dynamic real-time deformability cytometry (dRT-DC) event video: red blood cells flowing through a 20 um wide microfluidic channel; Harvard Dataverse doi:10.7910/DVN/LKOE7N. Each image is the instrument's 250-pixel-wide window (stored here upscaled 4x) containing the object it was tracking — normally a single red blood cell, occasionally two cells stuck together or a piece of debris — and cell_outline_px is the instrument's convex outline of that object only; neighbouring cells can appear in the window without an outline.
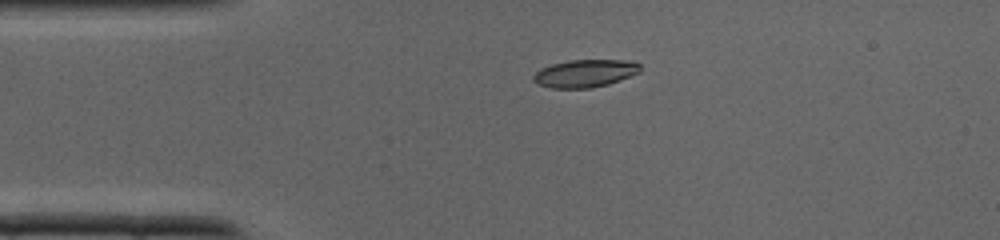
{"species": "common noctule bat (a hibernating species)", "species_latin": "Nyctalus noctula", "temperature_condition": "cold", "stored_images_in_passage": 30, "camera_frame_rate_fps": 3000, "um_per_image_px": 0.085, "animal": {"sex": "male", "body_mass_g": 19.0, "forearm_length_mm": 50.8}, "frame": {"image": 1, "passage_image": 1, "time_ms": 0.0, "image_size_px": [1000, 240], "cell_outline_px": [[640, 72], [620, 80], [608, 84], [592, 88], [552, 88], [536, 84], [532, 80], [532, 76], [540, 68], [552, 64], [572, 60], [632, 60], [640, 64]], "centroid_in_image_um": [49.71, 6.24], "position_along_channel_um": 35.3, "area_um2": 17.34}}
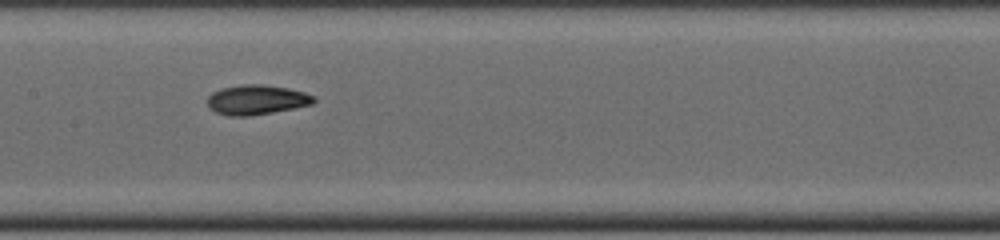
{"frame": {"image": 2, "passage_image": 11, "time_ms": 3.333, "image_size_px": [1000, 240], "cell_outline_px": [[316, 100], [312, 104], [272, 112], [248, 116], [228, 116], [216, 112], [208, 108], [208, 96], [212, 92], [220, 88], [244, 84], [260, 84], [288, 88], [304, 92], [316, 96]], "centroid_in_image_um": [21.79, 8.47], "position_along_channel_um": 185.6, "area_um2": 18.44}}
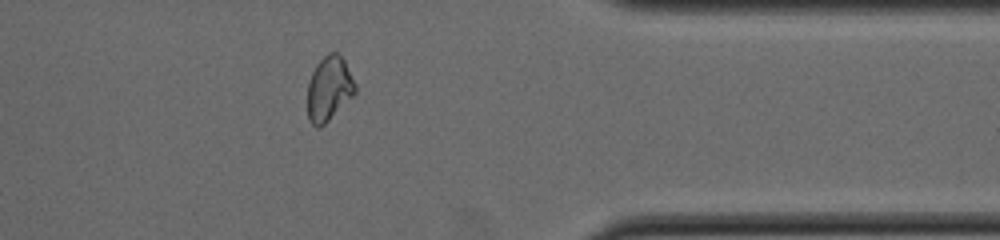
{"frame": {"image": 3, "passage_image": 23, "time_ms": 7.333, "image_size_px": [1000, 240], "cell_outline_px": [[356, 92], [320, 128], [316, 128], [308, 120], [308, 80], [316, 64], [328, 52], [336, 52], [344, 60], [356, 84]], "centroid_in_image_um": [27.95, 7.53], "position_along_channel_um": 383.5, "area_um2": 17.8}}